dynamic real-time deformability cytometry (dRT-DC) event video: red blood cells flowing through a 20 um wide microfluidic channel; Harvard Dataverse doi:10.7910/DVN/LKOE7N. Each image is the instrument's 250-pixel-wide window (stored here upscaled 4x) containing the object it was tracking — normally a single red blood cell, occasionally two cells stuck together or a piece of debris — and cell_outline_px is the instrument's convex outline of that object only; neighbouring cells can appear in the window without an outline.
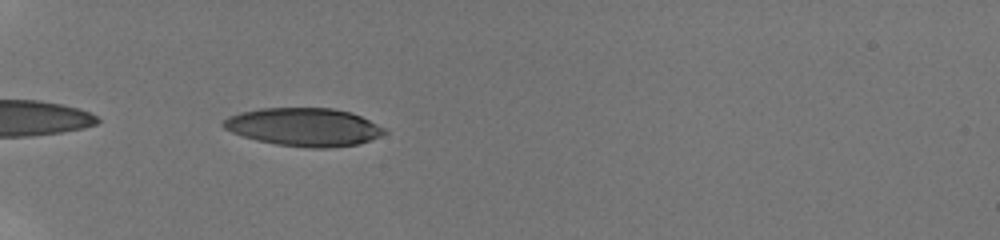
{"species": "human", "species_latin": "Homo sapiens", "temperature_condition": "room temperature", "stored_images_in_passage": 4, "camera_frame_rate_fps": 3000, "um_per_image_px": 0.085, "donor": {"sex": "male"}, "frame": {"image": 1, "passage_image": 1, "time_ms": 0.0, "image_size_px": [1000, 240], "cell_outline_px": [[388, 132], [380, 136], [360, 144], [328, 148], [308, 148], [276, 144], [256, 140], [232, 132], [224, 128], [220, 124], [228, 116], [240, 112], [260, 108], [332, 108], [352, 112], [384, 128]], "centroid_in_image_um": [25.83, 10.8], "position_along_channel_um": 59.2, "area_um2": 35.84}}
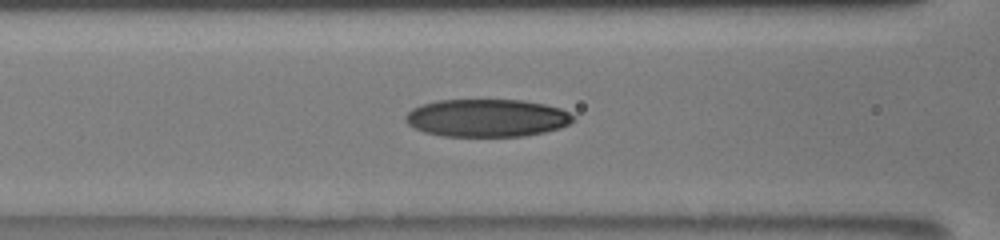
{"frame": {"image": 2, "passage_image": 4, "time_ms": 2.333, "image_size_px": [1000, 240], "cell_outline_px": [[576, 120], [560, 128], [544, 132], [524, 136], [444, 136], [424, 132], [408, 124], [404, 120], [404, 116], [412, 108], [420, 104], [436, 100], [524, 100], [544, 104], [560, 108], [568, 112]], "centroid_in_image_um": [41.36, 10.02], "position_along_channel_um": 125.2, "area_um2": 36.99}}